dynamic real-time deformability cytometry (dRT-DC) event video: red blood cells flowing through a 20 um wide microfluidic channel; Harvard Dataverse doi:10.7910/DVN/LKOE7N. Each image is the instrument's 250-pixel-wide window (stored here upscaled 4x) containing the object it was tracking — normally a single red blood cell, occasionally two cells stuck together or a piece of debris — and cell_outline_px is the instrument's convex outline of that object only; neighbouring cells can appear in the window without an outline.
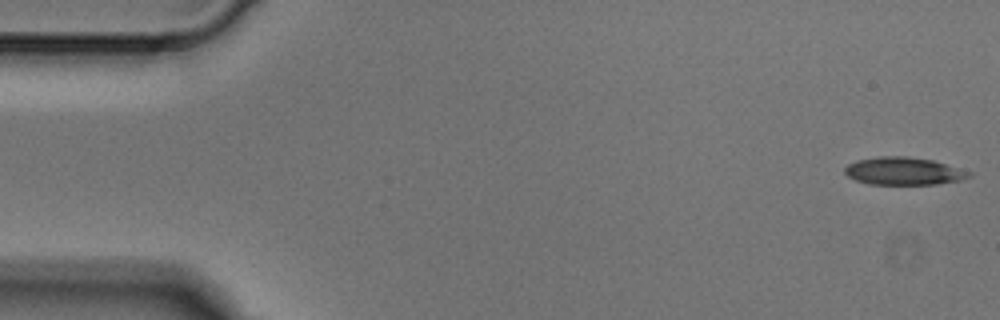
{"species": "Egyptian fruit bat (a non-hibernating species)", "species_latin": "Rousettus aegyptiacus", "temperature_condition": "cold", "stored_images_in_passage": 5, "camera_frame_rate_fps": 3000, "um_per_image_px": 0.085, "animal": {"sex": "male"}, "frame": {"image": 1, "passage_image": 1, "time_ms": 0.0, "image_size_px": [1000, 320], "cell_outline_px": [[972, 176], [960, 180], [936, 184], [868, 184], [856, 180], [848, 176], [844, 172], [844, 168], [848, 164], [856, 160], [880, 156], [908, 156], [932, 160], [972, 172]], "centroid_in_image_um": [76.79, 14.54], "position_along_channel_um": 8.2, "area_um2": 20.0}}
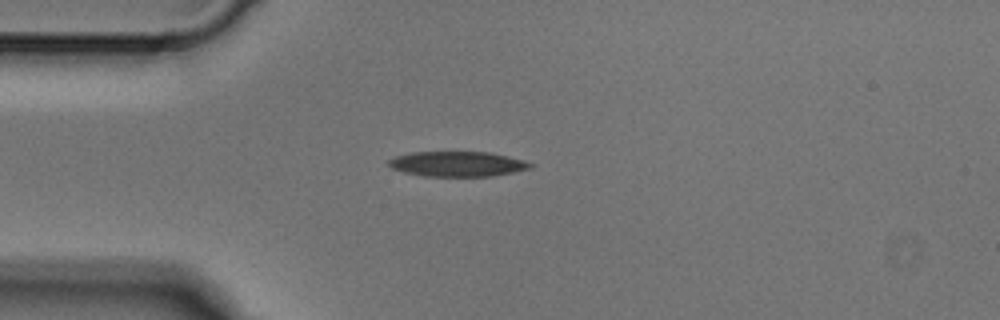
{"frame": {"image": 2, "passage_image": 4, "time_ms": 1.0, "image_size_px": [1000, 320], "cell_outline_px": [[536, 164], [532, 168], [492, 176], [424, 176], [404, 172], [392, 168], [388, 164], [388, 160], [396, 156], [412, 152], [492, 152], [524, 160]], "centroid_in_image_um": [38.92, 13.93], "position_along_channel_um": 46.1, "area_um2": 20.75}}